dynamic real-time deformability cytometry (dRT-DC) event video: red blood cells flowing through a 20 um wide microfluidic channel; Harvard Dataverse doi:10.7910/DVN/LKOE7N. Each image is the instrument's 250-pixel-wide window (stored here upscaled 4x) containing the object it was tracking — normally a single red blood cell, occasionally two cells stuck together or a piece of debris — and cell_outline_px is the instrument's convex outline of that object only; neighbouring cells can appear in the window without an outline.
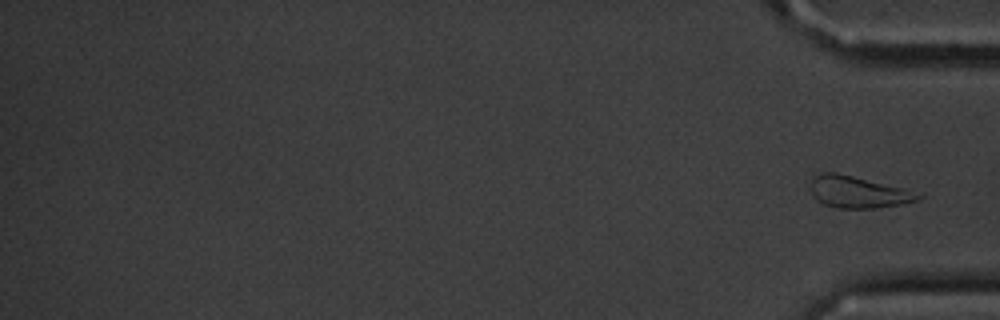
{"species": "common noctule bat (a hibernating species)", "species_latin": "Nyctalus noctula", "temperature_condition": "cold", "stored_images_in_passage": 14, "segment_of_instrument_passage": [2, 2], "camera_frame_rate_fps": 3000, "um_per_image_px": 0.085, "animal": {"sex": "male", "body_mass_g": 20.1, "forearm_length_mm": 53.5}, "frame": {"image": 1, "passage_image": 14, "time_ms": 16.667, "image_size_px": [1000, 320], "cell_outline_px": [[924, 196], [920, 200], [900, 204], [876, 208], [836, 208], [824, 204], [816, 200], [812, 192], [812, 180], [816, 176], [824, 172], [836, 172], [924, 192]], "centroid_in_image_um": [73.05, 16.33], "position_along_channel_um": 362.2, "area_um2": 20.11}}